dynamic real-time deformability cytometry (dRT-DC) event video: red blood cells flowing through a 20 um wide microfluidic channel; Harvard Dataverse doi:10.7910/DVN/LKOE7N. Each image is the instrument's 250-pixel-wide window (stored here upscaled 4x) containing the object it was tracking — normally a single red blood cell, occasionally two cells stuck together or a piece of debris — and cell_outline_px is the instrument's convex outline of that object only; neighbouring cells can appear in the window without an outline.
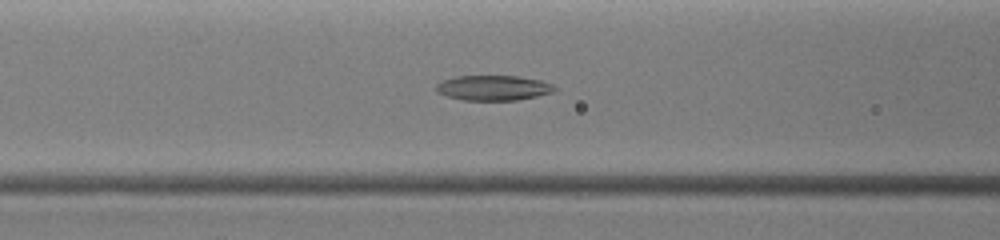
{"species": "common noctule bat (a hibernating species)", "species_latin": "Nyctalus noctula", "temperature_condition": "warm", "stored_images_in_passage": 37, "camera_frame_rate_fps": 3000, "um_per_image_px": 0.085, "animal": {"sex": "female", "body_mass_g": 19.0, "forearm_length_mm": 51.5}, "frame": {"image": 1, "passage_image": 9, "time_ms": 4.333, "image_size_px": [1000, 240], "cell_outline_px": [[556, 88], [552, 92], [536, 96], [516, 100], [464, 100], [448, 96], [436, 92], [436, 84], [444, 80], [456, 76], [516, 76], [540, 80], [552, 84]], "centroid_in_image_um": [41.91, 7.46], "position_along_channel_um": 124.7, "area_um2": 17.11}}
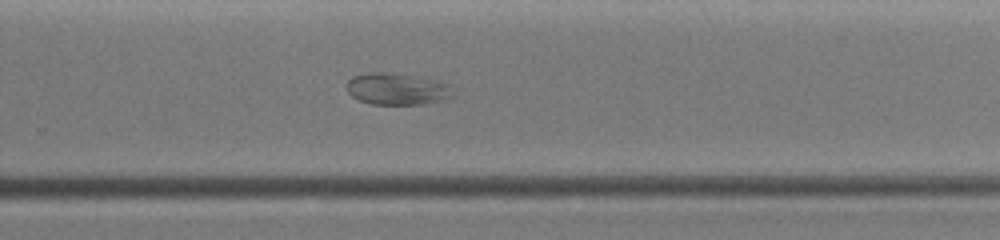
{"frame": {"image": 2, "passage_image": 21, "time_ms": 7.667, "image_size_px": [1000, 240], "cell_outline_px": [[452, 96], [440, 100], [420, 104], [368, 104], [352, 96], [348, 92], [344, 84], [352, 76], [368, 72], [384, 72], [440, 80], [452, 84]], "centroid_in_image_um": [33.72, 7.55], "position_along_channel_um": 296.1, "area_um2": 19.77}}
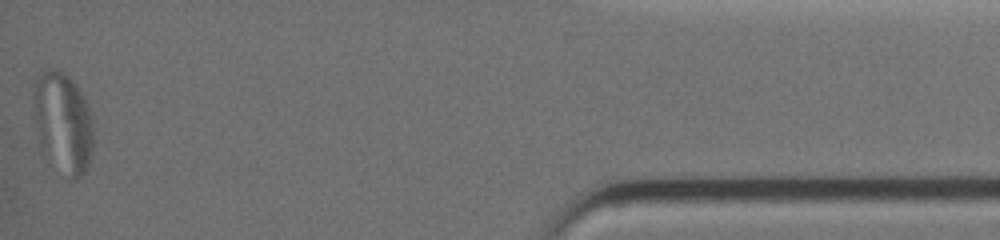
{"frame": {"image": 3, "passage_image": 37, "time_ms": 11.667, "image_size_px": [1000, 240], "cell_outline_px": [[92, 156], [84, 172], [76, 180], [68, 180], [40, 144], [32, 116], [36, 84], [40, 76], [44, 72], [60, 72], [68, 76], [72, 80], [80, 92], [88, 108], [92, 120]], "centroid_in_image_um": [5.37, 10.49], "position_along_channel_um": 429.8, "area_um2": 34.1}}